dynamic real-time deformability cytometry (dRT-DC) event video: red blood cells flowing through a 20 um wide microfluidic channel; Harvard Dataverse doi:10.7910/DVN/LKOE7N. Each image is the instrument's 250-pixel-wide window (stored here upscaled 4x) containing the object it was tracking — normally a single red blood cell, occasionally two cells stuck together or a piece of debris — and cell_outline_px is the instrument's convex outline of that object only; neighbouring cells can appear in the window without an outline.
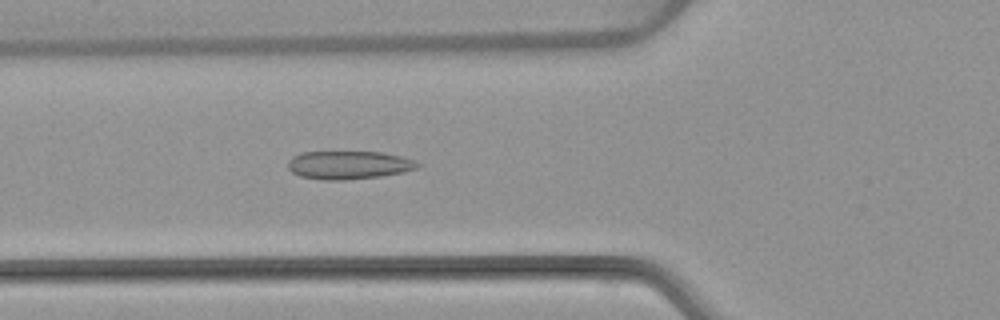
{"species": "common noctule bat (a hibernating species)", "species_latin": "Nyctalus noctula", "temperature_condition": "warm", "stored_images_in_passage": 3, "camera_frame_rate_fps": 3000, "um_per_image_px": 0.085, "animal": {"sex": "female", "body_mass_g": 22.7, "forearm_length_mm": 54.2}, "frame": {"image": 1, "passage_image": 3, "time_ms": 6.0, "image_size_px": [1000, 320], "cell_outline_px": [[424, 164], [416, 168], [404, 172], [380, 176], [344, 180], [324, 180], [300, 176], [292, 172], [288, 168], [288, 160], [292, 156], [300, 152], [384, 152], [400, 156]], "centroid_in_image_um": [29.63, 14.02], "position_along_channel_um": 96.2, "area_um2": 21.39}}